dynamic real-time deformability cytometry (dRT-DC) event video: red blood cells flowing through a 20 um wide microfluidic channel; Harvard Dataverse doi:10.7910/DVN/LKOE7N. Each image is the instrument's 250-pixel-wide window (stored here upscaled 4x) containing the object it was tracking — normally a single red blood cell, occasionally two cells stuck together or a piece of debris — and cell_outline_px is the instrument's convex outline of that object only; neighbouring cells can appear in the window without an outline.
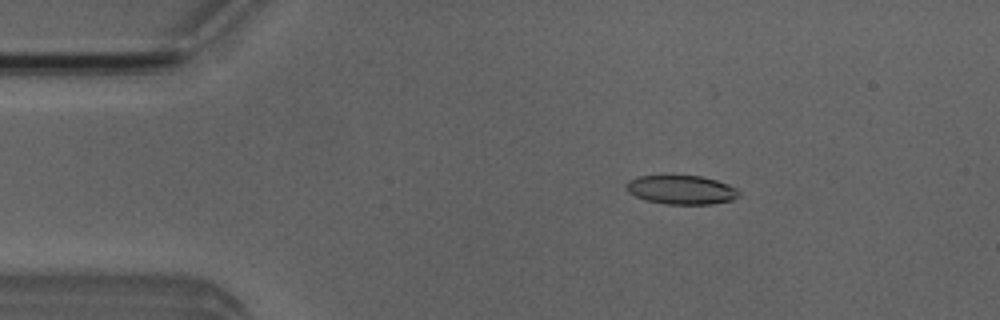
{"species": "Egyptian fruit bat (a non-hibernating species)", "species_latin": "Rousettus aegyptiacus", "temperature_condition": "room temperature", "stored_images_in_passage": 4, "camera_frame_rate_fps": 3000, "um_per_image_px": 0.085, "animal": {"sex": "male"}, "frame": {"image": 1, "passage_image": 1, "time_ms": 0.0, "image_size_px": [1000, 320], "cell_outline_px": [[740, 196], [732, 200], [712, 204], [668, 204], [644, 200], [628, 192], [624, 188], [624, 184], [628, 180], [636, 176], [700, 176], [716, 180], [728, 184], [736, 188], [740, 192]], "centroid_in_image_um": [57.89, 16.13], "position_along_channel_um": 27.1, "area_um2": 19.13}}